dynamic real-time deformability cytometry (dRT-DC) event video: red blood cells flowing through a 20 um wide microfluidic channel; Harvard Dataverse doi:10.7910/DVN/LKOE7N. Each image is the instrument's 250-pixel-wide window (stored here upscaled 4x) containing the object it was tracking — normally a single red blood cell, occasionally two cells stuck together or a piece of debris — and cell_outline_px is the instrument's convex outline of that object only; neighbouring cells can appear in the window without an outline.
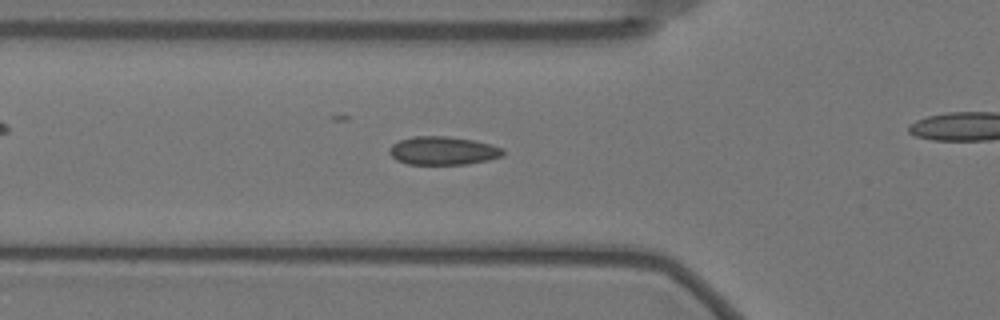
{"species": "Egyptian fruit bat (a non-hibernating species)", "species_latin": "Rousettus aegyptiacus", "temperature_condition": "warm", "stored_images_in_passage": 41, "camera_frame_rate_fps": 3000, "um_per_image_px": 0.085, "animal": {"sex": "female"}, "frame": {"image": 1, "passage_image": 18, "time_ms": 5.667, "image_size_px": [1000, 320], "cell_outline_px": [[504, 156], [488, 160], [468, 164], [408, 164], [396, 160], [388, 152], [388, 148], [392, 144], [400, 140], [412, 136], [448, 136], [472, 140], [504, 148]], "centroid_in_image_um": [37.64, 12.81], "position_along_channel_um": 88.2, "area_um2": 18.84}}
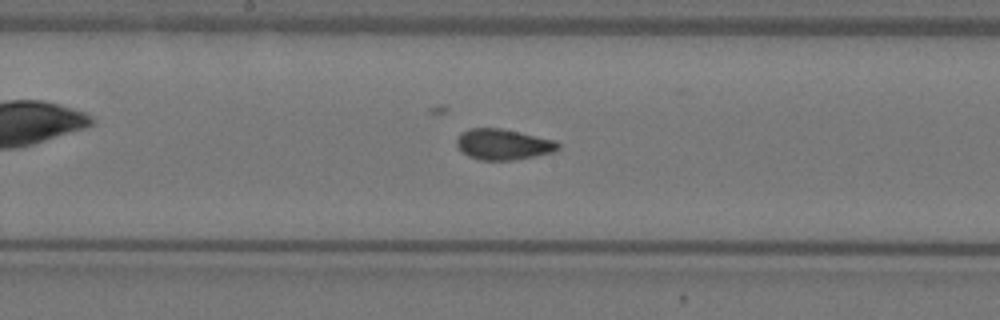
{"frame": {"image": 2, "passage_image": 28, "time_ms": 9.0, "image_size_px": [1000, 320], "cell_outline_px": [[560, 148], [552, 152], [536, 156], [512, 160], [480, 160], [468, 156], [456, 144], [456, 140], [460, 132], [468, 128], [500, 128], [556, 140], [560, 144]], "centroid_in_image_um": [42.77, 12.26], "position_along_channel_um": 205.4, "area_um2": 18.21}}
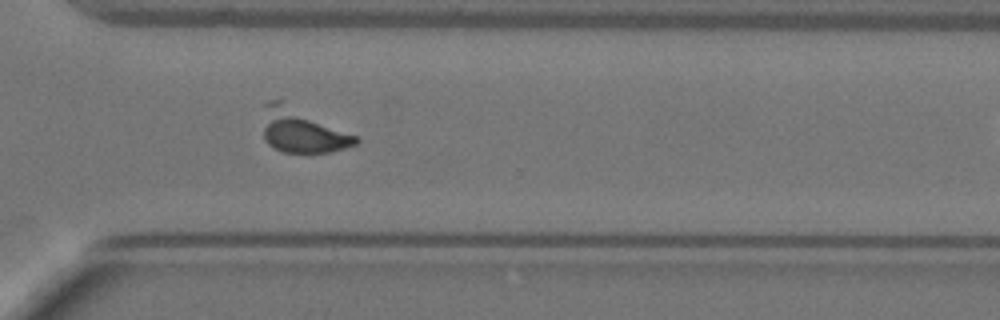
{"frame": {"image": 3, "passage_image": 40, "time_ms": 13.0, "image_size_px": [1000, 320], "cell_outline_px": [[360, 140], [356, 144], [332, 152], [284, 152], [268, 144], [264, 140], [264, 104], [268, 100], [280, 100], [356, 136]], "centroid_in_image_um": [25.65, 11.11], "position_along_channel_um": 345.0, "area_um2": 23.29}}